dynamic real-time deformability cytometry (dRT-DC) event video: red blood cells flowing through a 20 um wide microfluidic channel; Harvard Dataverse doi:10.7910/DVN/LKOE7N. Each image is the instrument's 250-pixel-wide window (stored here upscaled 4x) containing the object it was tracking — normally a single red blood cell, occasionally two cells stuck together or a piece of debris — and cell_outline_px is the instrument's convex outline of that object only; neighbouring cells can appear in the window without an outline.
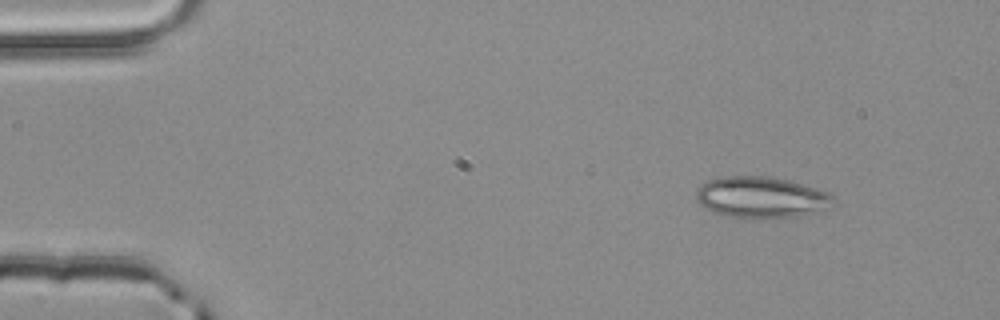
{"species": "common noctule bat (a hibernating species)", "species_latin": "Nyctalus noctula", "temperature_condition": "room temperature", "stored_images_in_passage": 3, "camera_frame_rate_fps": 3000, "um_per_image_px": 0.085, "animal": {"sex": "male", "body_mass_g": 20.4}, "frame": {"image": 1, "passage_image": 1, "time_ms": 0.0, "image_size_px": [1000, 320], "cell_outline_px": [[836, 204], [800, 216], [732, 216], [712, 212], [700, 204], [696, 200], [696, 192], [708, 180], [720, 176], [768, 176], [788, 180], [816, 188], [828, 192], [836, 200]], "centroid_in_image_um": [64.71, 16.73], "position_along_channel_um": 20.3, "area_um2": 32.19}}